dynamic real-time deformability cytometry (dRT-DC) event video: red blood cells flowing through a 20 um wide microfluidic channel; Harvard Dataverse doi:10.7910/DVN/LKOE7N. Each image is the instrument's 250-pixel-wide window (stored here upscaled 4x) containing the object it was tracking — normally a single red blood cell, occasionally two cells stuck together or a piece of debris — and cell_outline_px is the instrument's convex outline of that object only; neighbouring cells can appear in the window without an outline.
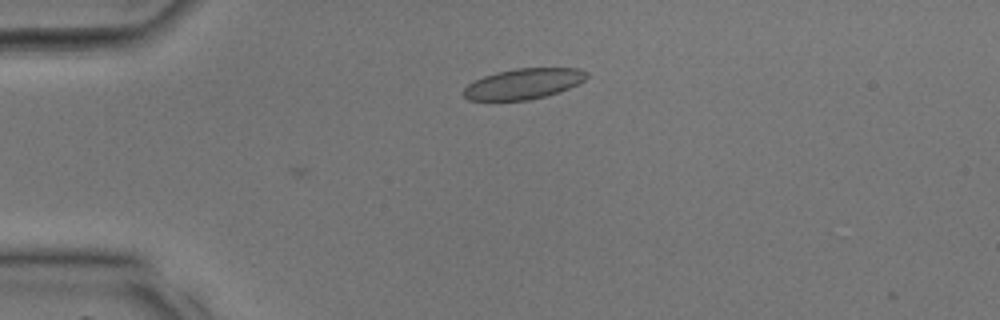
{"species": "common noctule bat (a hibernating species)", "species_latin": "Nyctalus noctula", "temperature_condition": "room temperature", "stored_images_in_passage": 4, "camera_frame_rate_fps": 3000, "um_per_image_px": 0.085, "animal": {"sex": "male", "body_mass_g": 17.9, "forearm_length_mm": 54.2}, "frame": {"image": 1, "passage_image": 4, "time_ms": 1.0, "image_size_px": [1000, 320], "cell_outline_px": [[588, 76], [584, 80], [568, 88], [544, 96], [528, 100], [468, 100], [460, 92], [468, 84], [484, 76], [496, 72], [516, 68], [580, 68], [588, 72]], "centroid_in_image_um": [44.47, 7.11], "position_along_channel_um": 40.5, "area_um2": 21.79}}